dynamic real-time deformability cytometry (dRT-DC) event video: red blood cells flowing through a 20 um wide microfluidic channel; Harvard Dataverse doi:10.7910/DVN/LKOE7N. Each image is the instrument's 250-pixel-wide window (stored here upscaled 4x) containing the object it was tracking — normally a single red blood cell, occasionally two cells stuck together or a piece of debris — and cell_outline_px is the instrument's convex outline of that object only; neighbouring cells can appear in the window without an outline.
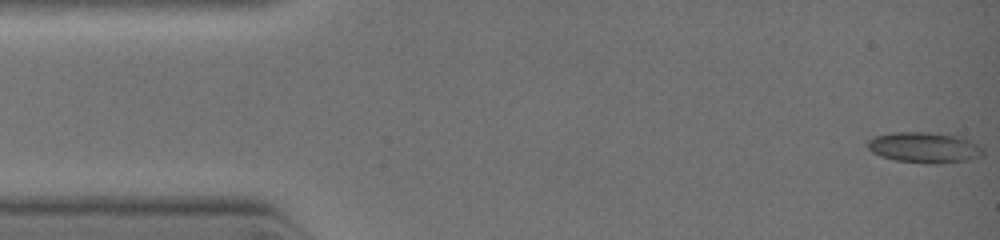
{"species": "common noctule bat (a hibernating species)", "species_latin": "Nyctalus noctula", "temperature_condition": "warm", "stored_images_in_passage": 17, "camera_frame_rate_fps": 3000, "um_per_image_px": 0.085, "animal": {"sex": "female", "body_mass_g": 19.0, "forearm_length_mm": 51.5}, "frame": {"image": 1, "passage_image": 1, "time_ms": 0.0, "image_size_px": [1000, 240], "cell_outline_px": [[984, 156], [968, 160], [936, 164], [928, 164], [896, 160], [880, 156], [872, 152], [868, 148], [868, 140], [876, 136], [888, 132], [928, 132], [964, 136], [976, 144], [984, 152]], "centroid_in_image_um": [78.59, 12.53], "position_along_channel_um": 6.4, "area_um2": 20.87}}
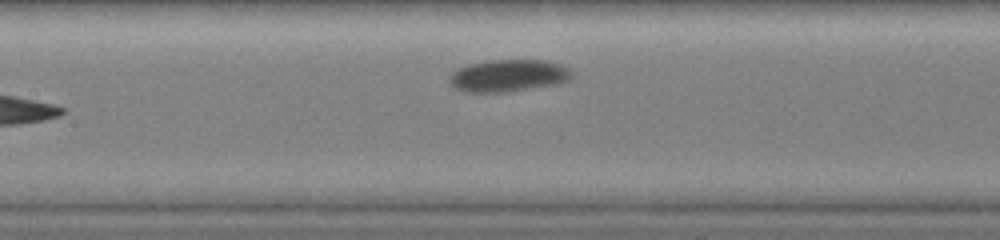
{"frame": {"image": 2, "passage_image": 12, "time_ms": 5.667, "image_size_px": [1000, 240], "cell_outline_px": [[572, 76], [568, 80], [556, 84], [508, 92], [460, 92], [452, 84], [452, 72], [456, 68], [468, 64], [488, 60], [548, 60], [560, 64], [568, 68], [572, 72]], "centroid_in_image_um": [43.22, 6.42], "position_along_channel_um": 164.2, "area_um2": 22.95}}
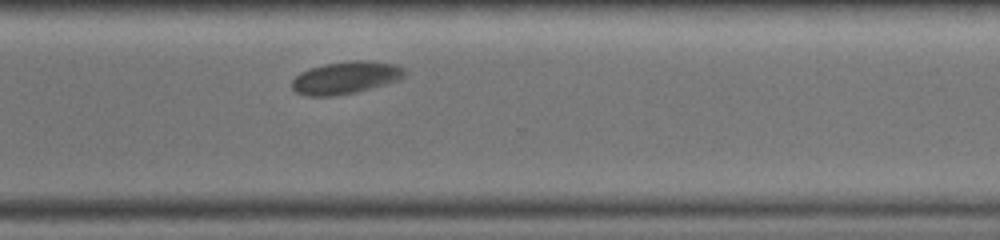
{"frame": {"image": 3, "passage_image": 17, "time_ms": 9.0, "image_size_px": [1000, 240], "cell_outline_px": [[408, 72], [404, 76], [396, 80], [368, 88], [352, 92], [332, 96], [308, 96], [296, 92], [292, 88], [292, 80], [300, 72], [308, 68], [324, 64], [352, 60], [364, 60], [396, 64], [404, 68]], "centroid_in_image_um": [29.35, 6.58], "position_along_channel_um": 341.3, "area_um2": 21.04}}